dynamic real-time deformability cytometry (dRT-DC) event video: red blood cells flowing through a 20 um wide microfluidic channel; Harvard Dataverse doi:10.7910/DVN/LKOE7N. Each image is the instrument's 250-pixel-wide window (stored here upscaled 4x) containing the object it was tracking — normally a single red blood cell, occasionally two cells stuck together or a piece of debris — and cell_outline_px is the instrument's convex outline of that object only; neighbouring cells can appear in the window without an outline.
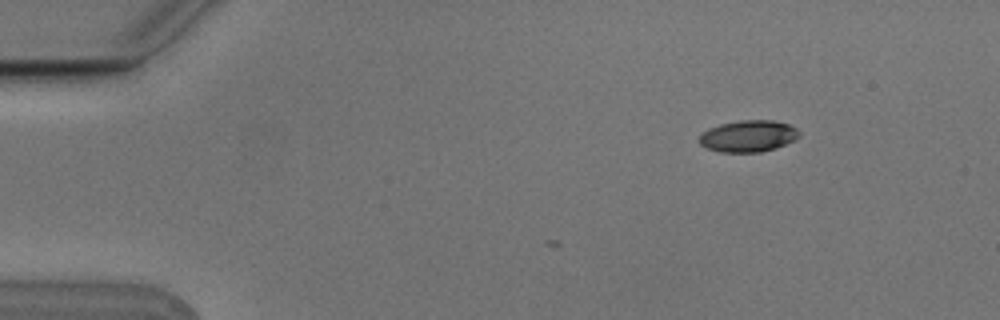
{"species": "Egyptian fruit bat (a non-hibernating species)", "species_latin": "Rousettus aegyptiacus", "temperature_condition": "cold", "stored_images_in_passage": 4, "camera_frame_rate_fps": 3000, "um_per_image_px": 0.085, "animal": {"sex": "male"}, "frame": {"image": 1, "passage_image": 2, "time_ms": 0.333, "image_size_px": [1000, 320], "cell_outline_px": [[800, 136], [796, 140], [776, 148], [760, 152], [720, 152], [708, 148], [700, 144], [696, 140], [708, 128], [720, 124], [740, 120], [772, 120], [788, 124], [796, 128], [800, 132]], "centroid_in_image_um": [63.62, 11.57], "position_along_channel_um": 21.4, "area_um2": 18.55}}